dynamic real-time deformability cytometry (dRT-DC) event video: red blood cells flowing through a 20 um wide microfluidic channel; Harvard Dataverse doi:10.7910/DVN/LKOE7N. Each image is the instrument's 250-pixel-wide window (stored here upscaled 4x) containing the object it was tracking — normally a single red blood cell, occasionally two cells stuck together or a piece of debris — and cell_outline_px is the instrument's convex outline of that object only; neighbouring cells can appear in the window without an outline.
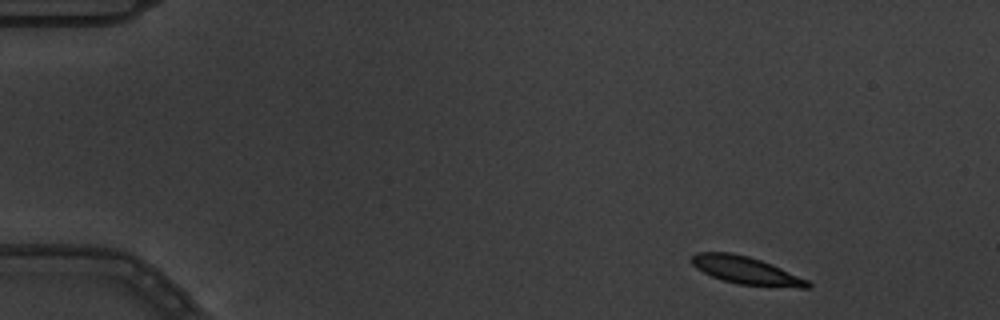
{"species": "common noctule bat (a hibernating species)", "species_latin": "Nyctalus noctula", "temperature_condition": "warm", "stored_images_in_passage": 4, "camera_frame_rate_fps": 3000, "um_per_image_px": 0.085, "animal": {"sex": "male", "body_mass_g": 19.5, "forearm_length_mm": 54.6}, "frame": {"image": 1, "passage_image": 1, "time_ms": 0.0, "image_size_px": [1000, 320], "cell_outline_px": [[812, 288], [800, 288], [736, 284], [712, 276], [696, 268], [688, 260], [696, 252], [732, 252], [748, 256], [772, 264], [808, 280], [812, 284]], "centroid_in_image_um": [63.41, 22.98], "position_along_channel_um": 21.6, "area_um2": 18.79}}
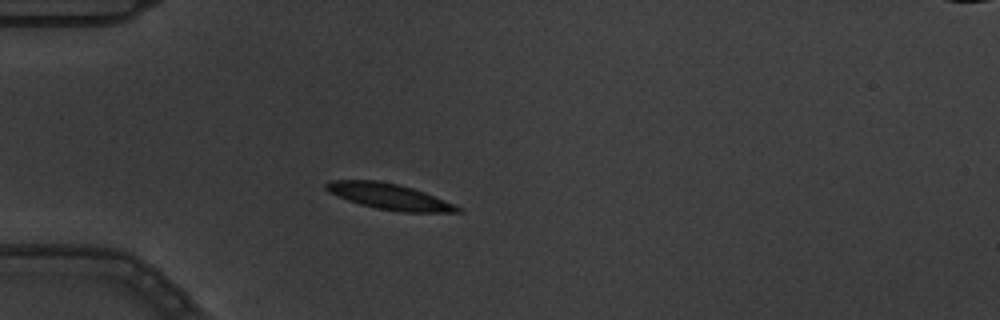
{"frame": {"image": 2, "passage_image": 4, "time_ms": 1.0, "image_size_px": [1000, 320], "cell_outline_px": [[464, 212], [400, 212], [376, 208], [360, 204], [348, 200], [328, 192], [324, 188], [324, 184], [332, 180], [376, 180], [396, 184], [412, 188], [424, 192], [452, 204], [460, 208]], "centroid_in_image_um": [33.03, 16.7], "position_along_channel_um": 52.0, "area_um2": 19.54}}